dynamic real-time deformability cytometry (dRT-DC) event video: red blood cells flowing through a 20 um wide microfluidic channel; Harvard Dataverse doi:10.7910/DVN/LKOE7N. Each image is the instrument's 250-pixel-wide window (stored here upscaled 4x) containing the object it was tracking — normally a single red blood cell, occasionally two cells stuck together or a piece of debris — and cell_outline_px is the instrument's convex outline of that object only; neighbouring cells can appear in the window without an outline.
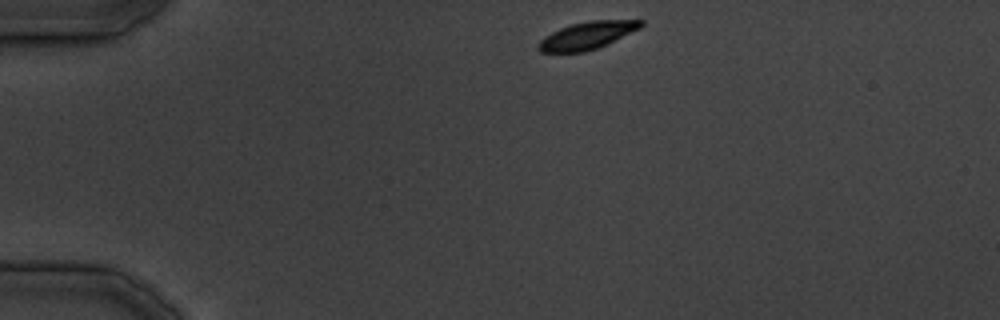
{"species": "common noctule bat (a hibernating species)", "species_latin": "Nyctalus noctula", "temperature_condition": "cold", "stored_images_in_passage": 31, "camera_frame_rate_fps": 3000, "um_per_image_px": 0.085, "animal": {"sex": "male", "body_mass_g": 19.5, "forearm_length_mm": 54.6}, "frame": {"image": 1, "passage_image": 1, "time_ms": 0.0, "image_size_px": [1000, 320], "cell_outline_px": [[644, 24], [640, 28], [596, 48], [584, 52], [540, 52], [536, 48], [536, 44], [544, 36], [560, 28], [572, 24], [588, 20], [644, 20]], "centroid_in_image_um": [49.85, 3.01], "position_along_channel_um": 35.1, "area_um2": 16.24}}
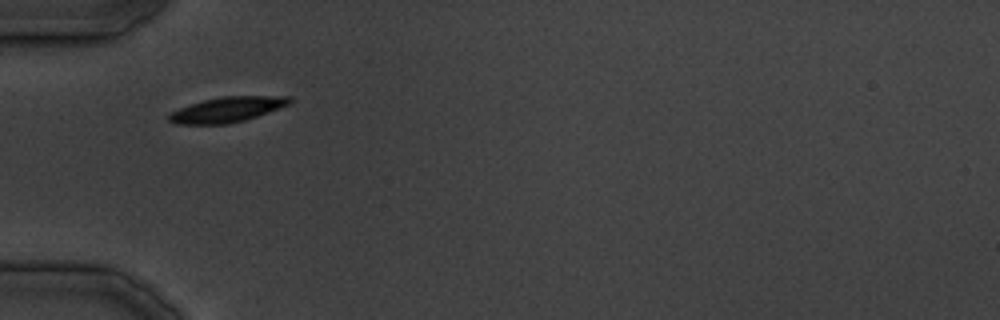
{"frame": {"image": 2, "passage_image": 5, "time_ms": 5.667, "image_size_px": [1000, 320], "cell_outline_px": [[292, 100], [288, 104], [280, 108], [244, 120], [228, 124], [176, 124], [168, 120], [168, 116], [172, 112], [180, 108], [204, 100], [224, 96], [292, 96]], "centroid_in_image_um": [19.33, 9.31], "position_along_channel_um": 65.7, "area_um2": 17.46}}
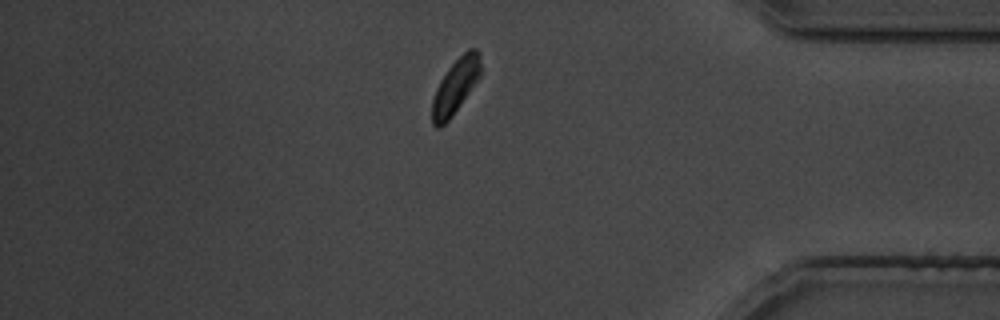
{"frame": {"image": 3, "passage_image": 25, "time_ms": 30.333, "image_size_px": [1000, 320], "cell_outline_px": [[480, 76], [452, 116], [440, 128], [436, 128], [432, 124], [432, 100], [436, 88], [440, 80], [448, 68], [468, 48], [476, 48], [480, 52]], "centroid_in_image_um": [38.7, 7.33], "position_along_channel_um": 396.5, "area_um2": 15.32}}